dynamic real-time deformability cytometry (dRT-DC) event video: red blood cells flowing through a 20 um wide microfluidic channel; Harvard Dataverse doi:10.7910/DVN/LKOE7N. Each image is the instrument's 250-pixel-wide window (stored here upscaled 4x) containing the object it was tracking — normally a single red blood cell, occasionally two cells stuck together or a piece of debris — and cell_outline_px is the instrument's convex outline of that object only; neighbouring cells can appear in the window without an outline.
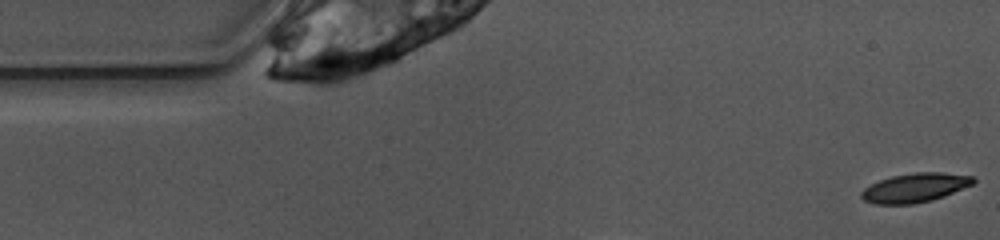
{"species": "common noctule bat (a hibernating species)", "species_latin": "Nyctalus noctula", "temperature_condition": "warm", "stored_images_in_passage": 7, "camera_frame_rate_fps": 3000, "um_per_image_px": 0.085, "animal": {"sex": "female", "body_mass_g": 10.0, "forearm_length_mm": 53.1}, "frame": {"image": 1, "passage_image": 1, "time_ms": 0.0, "image_size_px": [1000, 240], "cell_outline_px": [[976, 180], [972, 184], [944, 196], [932, 200], [912, 204], [876, 204], [864, 200], [860, 196], [860, 192], [864, 188], [880, 180], [892, 176], [916, 172], [944, 172], [972, 176]], "centroid_in_image_um": [77.76, 15.95], "position_along_channel_um": 7.2, "area_um2": 18.84}}